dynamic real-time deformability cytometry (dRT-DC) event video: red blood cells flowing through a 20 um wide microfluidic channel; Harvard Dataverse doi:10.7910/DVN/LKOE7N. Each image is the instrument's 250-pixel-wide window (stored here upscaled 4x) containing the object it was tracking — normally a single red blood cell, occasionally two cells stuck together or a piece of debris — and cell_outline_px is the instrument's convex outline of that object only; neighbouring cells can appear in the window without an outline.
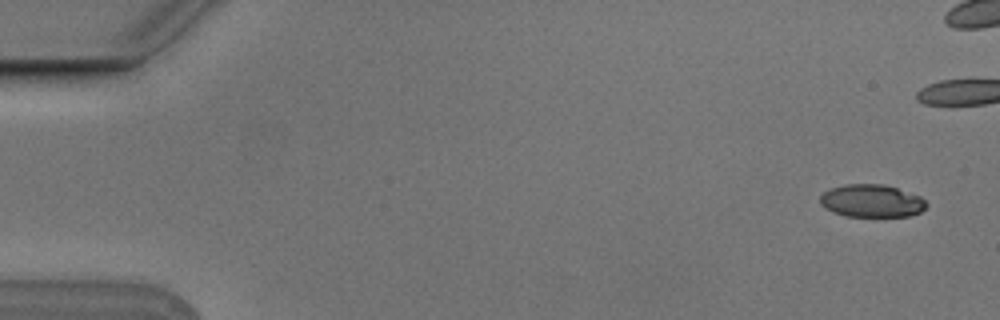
{"species": "Egyptian fruit bat (a non-hibernating species)", "species_latin": "Rousettus aegyptiacus", "temperature_condition": "cold", "stored_images_in_passage": 13, "camera_frame_rate_fps": 3000, "um_per_image_px": 0.085, "animal": {"sex": "male"}, "frame": {"image": 1, "passage_image": 1, "time_ms": 0.0, "image_size_px": [1000, 320], "cell_outline_px": [[928, 204], [920, 212], [908, 216], [844, 216], [832, 212], [824, 208], [820, 204], [820, 196], [824, 192], [832, 188], [844, 184], [884, 184], [920, 196]], "centroid_in_image_um": [74.06, 17.08], "position_along_channel_um": 10.9, "area_um2": 20.23}}
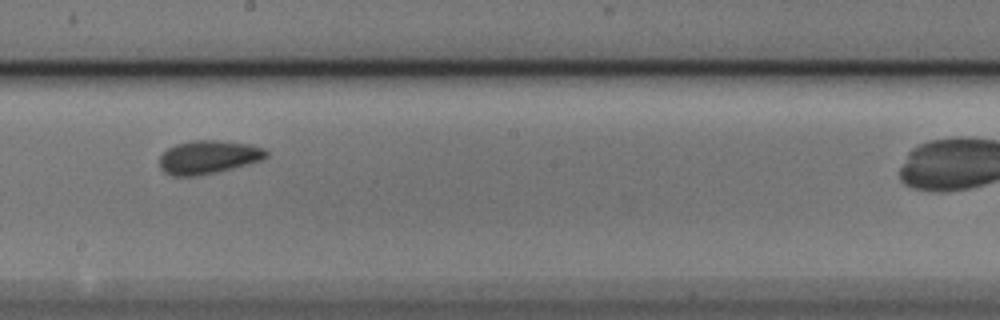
{"frame": {"image": 2, "passage_image": 10, "time_ms": 3.0, "image_size_px": [1000, 320], "cell_outline_px": [[268, 156], [264, 160], [216, 172], [196, 176], [172, 176], [164, 172], [160, 168], [160, 156], [168, 148], [176, 144], [192, 140], [220, 140], [252, 144], [264, 148], [268, 152]], "centroid_in_image_um": [17.74, 13.35], "position_along_channel_um": 230.5, "area_um2": 20.98}}